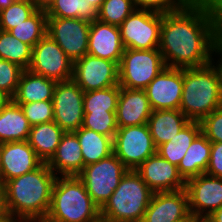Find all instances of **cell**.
Wrapping results in <instances>:
<instances>
[{"label": "cell", "instance_id": "cell-1", "mask_svg": "<svg viewBox=\"0 0 222 222\" xmlns=\"http://www.w3.org/2000/svg\"><path fill=\"white\" fill-rule=\"evenodd\" d=\"M221 36V10L187 0L178 10L162 14L159 51L166 67H202L212 62Z\"/></svg>", "mask_w": 222, "mask_h": 222}, {"label": "cell", "instance_id": "cell-2", "mask_svg": "<svg viewBox=\"0 0 222 222\" xmlns=\"http://www.w3.org/2000/svg\"><path fill=\"white\" fill-rule=\"evenodd\" d=\"M56 177L48 164L43 163L34 171L6 181L3 184L6 213L25 221L45 219Z\"/></svg>", "mask_w": 222, "mask_h": 222}, {"label": "cell", "instance_id": "cell-3", "mask_svg": "<svg viewBox=\"0 0 222 222\" xmlns=\"http://www.w3.org/2000/svg\"><path fill=\"white\" fill-rule=\"evenodd\" d=\"M222 107L221 79L211 62L202 67L183 68V90L179 110L190 121H201Z\"/></svg>", "mask_w": 222, "mask_h": 222}, {"label": "cell", "instance_id": "cell-4", "mask_svg": "<svg viewBox=\"0 0 222 222\" xmlns=\"http://www.w3.org/2000/svg\"><path fill=\"white\" fill-rule=\"evenodd\" d=\"M45 220L50 222H101L100 207L91 199L78 176H57Z\"/></svg>", "mask_w": 222, "mask_h": 222}, {"label": "cell", "instance_id": "cell-5", "mask_svg": "<svg viewBox=\"0 0 222 222\" xmlns=\"http://www.w3.org/2000/svg\"><path fill=\"white\" fill-rule=\"evenodd\" d=\"M153 194L135 170H128L100 208L101 222H142Z\"/></svg>", "mask_w": 222, "mask_h": 222}, {"label": "cell", "instance_id": "cell-6", "mask_svg": "<svg viewBox=\"0 0 222 222\" xmlns=\"http://www.w3.org/2000/svg\"><path fill=\"white\" fill-rule=\"evenodd\" d=\"M165 67L159 48L149 50L126 48L118 65L119 86L145 89Z\"/></svg>", "mask_w": 222, "mask_h": 222}, {"label": "cell", "instance_id": "cell-7", "mask_svg": "<svg viewBox=\"0 0 222 222\" xmlns=\"http://www.w3.org/2000/svg\"><path fill=\"white\" fill-rule=\"evenodd\" d=\"M127 171L122 161L113 153L105 159L84 166L78 177L91 199L101 208Z\"/></svg>", "mask_w": 222, "mask_h": 222}, {"label": "cell", "instance_id": "cell-8", "mask_svg": "<svg viewBox=\"0 0 222 222\" xmlns=\"http://www.w3.org/2000/svg\"><path fill=\"white\" fill-rule=\"evenodd\" d=\"M161 25V13L135 9L119 26L125 49L159 48Z\"/></svg>", "mask_w": 222, "mask_h": 222}, {"label": "cell", "instance_id": "cell-9", "mask_svg": "<svg viewBox=\"0 0 222 222\" xmlns=\"http://www.w3.org/2000/svg\"><path fill=\"white\" fill-rule=\"evenodd\" d=\"M113 153L128 170H135L157 153L148 124L118 127L113 139Z\"/></svg>", "mask_w": 222, "mask_h": 222}, {"label": "cell", "instance_id": "cell-10", "mask_svg": "<svg viewBox=\"0 0 222 222\" xmlns=\"http://www.w3.org/2000/svg\"><path fill=\"white\" fill-rule=\"evenodd\" d=\"M73 66L74 62L65 54L63 49L46 34L33 47L28 70L61 82L72 79Z\"/></svg>", "mask_w": 222, "mask_h": 222}, {"label": "cell", "instance_id": "cell-11", "mask_svg": "<svg viewBox=\"0 0 222 222\" xmlns=\"http://www.w3.org/2000/svg\"><path fill=\"white\" fill-rule=\"evenodd\" d=\"M90 23L79 18L47 17V35L74 62L88 53Z\"/></svg>", "mask_w": 222, "mask_h": 222}, {"label": "cell", "instance_id": "cell-12", "mask_svg": "<svg viewBox=\"0 0 222 222\" xmlns=\"http://www.w3.org/2000/svg\"><path fill=\"white\" fill-rule=\"evenodd\" d=\"M84 91L73 80L57 82L53 95V121L64 131L74 132L83 125Z\"/></svg>", "mask_w": 222, "mask_h": 222}, {"label": "cell", "instance_id": "cell-13", "mask_svg": "<svg viewBox=\"0 0 222 222\" xmlns=\"http://www.w3.org/2000/svg\"><path fill=\"white\" fill-rule=\"evenodd\" d=\"M72 79L84 92L115 86L119 84L118 64L87 53L74 61Z\"/></svg>", "mask_w": 222, "mask_h": 222}, {"label": "cell", "instance_id": "cell-14", "mask_svg": "<svg viewBox=\"0 0 222 222\" xmlns=\"http://www.w3.org/2000/svg\"><path fill=\"white\" fill-rule=\"evenodd\" d=\"M185 190L192 217L207 218L222 206V178L203 173L186 180Z\"/></svg>", "mask_w": 222, "mask_h": 222}, {"label": "cell", "instance_id": "cell-15", "mask_svg": "<svg viewBox=\"0 0 222 222\" xmlns=\"http://www.w3.org/2000/svg\"><path fill=\"white\" fill-rule=\"evenodd\" d=\"M144 90L152 111L179 109L183 68L165 67Z\"/></svg>", "mask_w": 222, "mask_h": 222}, {"label": "cell", "instance_id": "cell-16", "mask_svg": "<svg viewBox=\"0 0 222 222\" xmlns=\"http://www.w3.org/2000/svg\"><path fill=\"white\" fill-rule=\"evenodd\" d=\"M135 171L154 193L185 189L186 181L177 166L158 153L148 157Z\"/></svg>", "mask_w": 222, "mask_h": 222}, {"label": "cell", "instance_id": "cell-17", "mask_svg": "<svg viewBox=\"0 0 222 222\" xmlns=\"http://www.w3.org/2000/svg\"><path fill=\"white\" fill-rule=\"evenodd\" d=\"M191 217L185 189L154 193L142 222H186Z\"/></svg>", "mask_w": 222, "mask_h": 222}, {"label": "cell", "instance_id": "cell-18", "mask_svg": "<svg viewBox=\"0 0 222 222\" xmlns=\"http://www.w3.org/2000/svg\"><path fill=\"white\" fill-rule=\"evenodd\" d=\"M43 163L27 140L2 143L0 183L34 171Z\"/></svg>", "mask_w": 222, "mask_h": 222}, {"label": "cell", "instance_id": "cell-19", "mask_svg": "<svg viewBox=\"0 0 222 222\" xmlns=\"http://www.w3.org/2000/svg\"><path fill=\"white\" fill-rule=\"evenodd\" d=\"M124 50L118 26L106 24L97 19L90 23L88 54L119 65Z\"/></svg>", "mask_w": 222, "mask_h": 222}, {"label": "cell", "instance_id": "cell-20", "mask_svg": "<svg viewBox=\"0 0 222 222\" xmlns=\"http://www.w3.org/2000/svg\"><path fill=\"white\" fill-rule=\"evenodd\" d=\"M152 109L144 89L120 87L116 109L118 127L147 124Z\"/></svg>", "mask_w": 222, "mask_h": 222}, {"label": "cell", "instance_id": "cell-21", "mask_svg": "<svg viewBox=\"0 0 222 222\" xmlns=\"http://www.w3.org/2000/svg\"><path fill=\"white\" fill-rule=\"evenodd\" d=\"M56 176H78L84 168V159L78 137L65 132L53 157L47 162Z\"/></svg>", "mask_w": 222, "mask_h": 222}, {"label": "cell", "instance_id": "cell-22", "mask_svg": "<svg viewBox=\"0 0 222 222\" xmlns=\"http://www.w3.org/2000/svg\"><path fill=\"white\" fill-rule=\"evenodd\" d=\"M57 81L26 69L22 72L12 100L16 104L52 101Z\"/></svg>", "mask_w": 222, "mask_h": 222}, {"label": "cell", "instance_id": "cell-23", "mask_svg": "<svg viewBox=\"0 0 222 222\" xmlns=\"http://www.w3.org/2000/svg\"><path fill=\"white\" fill-rule=\"evenodd\" d=\"M190 120L179 110H154L148 119V127L153 142L158 148L169 142Z\"/></svg>", "mask_w": 222, "mask_h": 222}, {"label": "cell", "instance_id": "cell-24", "mask_svg": "<svg viewBox=\"0 0 222 222\" xmlns=\"http://www.w3.org/2000/svg\"><path fill=\"white\" fill-rule=\"evenodd\" d=\"M30 129L22 108L11 99L0 110V142L26 141Z\"/></svg>", "mask_w": 222, "mask_h": 222}, {"label": "cell", "instance_id": "cell-25", "mask_svg": "<svg viewBox=\"0 0 222 222\" xmlns=\"http://www.w3.org/2000/svg\"><path fill=\"white\" fill-rule=\"evenodd\" d=\"M211 153V142L201 132L188 147L177 168L186 181L206 172Z\"/></svg>", "mask_w": 222, "mask_h": 222}, {"label": "cell", "instance_id": "cell-26", "mask_svg": "<svg viewBox=\"0 0 222 222\" xmlns=\"http://www.w3.org/2000/svg\"><path fill=\"white\" fill-rule=\"evenodd\" d=\"M65 132L54 122L31 126L28 143L37 156L47 163L54 155Z\"/></svg>", "mask_w": 222, "mask_h": 222}, {"label": "cell", "instance_id": "cell-27", "mask_svg": "<svg viewBox=\"0 0 222 222\" xmlns=\"http://www.w3.org/2000/svg\"><path fill=\"white\" fill-rule=\"evenodd\" d=\"M74 133L80 143L84 166L96 163L113 154V139L111 137L82 126Z\"/></svg>", "mask_w": 222, "mask_h": 222}, {"label": "cell", "instance_id": "cell-28", "mask_svg": "<svg viewBox=\"0 0 222 222\" xmlns=\"http://www.w3.org/2000/svg\"><path fill=\"white\" fill-rule=\"evenodd\" d=\"M200 133V122L190 121L178 132L177 135H175L174 138L169 142L160 145L157 148V153L171 164L178 166L188 147Z\"/></svg>", "mask_w": 222, "mask_h": 222}, {"label": "cell", "instance_id": "cell-29", "mask_svg": "<svg viewBox=\"0 0 222 222\" xmlns=\"http://www.w3.org/2000/svg\"><path fill=\"white\" fill-rule=\"evenodd\" d=\"M45 9H37L24 22L9 30L10 34L32 48L47 34Z\"/></svg>", "mask_w": 222, "mask_h": 222}, {"label": "cell", "instance_id": "cell-30", "mask_svg": "<svg viewBox=\"0 0 222 222\" xmlns=\"http://www.w3.org/2000/svg\"><path fill=\"white\" fill-rule=\"evenodd\" d=\"M47 17L97 19V10L86 0H54L46 9Z\"/></svg>", "mask_w": 222, "mask_h": 222}, {"label": "cell", "instance_id": "cell-31", "mask_svg": "<svg viewBox=\"0 0 222 222\" xmlns=\"http://www.w3.org/2000/svg\"><path fill=\"white\" fill-rule=\"evenodd\" d=\"M33 48L12 36L9 31L0 30V58L28 69Z\"/></svg>", "mask_w": 222, "mask_h": 222}, {"label": "cell", "instance_id": "cell-32", "mask_svg": "<svg viewBox=\"0 0 222 222\" xmlns=\"http://www.w3.org/2000/svg\"><path fill=\"white\" fill-rule=\"evenodd\" d=\"M119 95V84L105 89L84 92V112L116 111Z\"/></svg>", "mask_w": 222, "mask_h": 222}, {"label": "cell", "instance_id": "cell-33", "mask_svg": "<svg viewBox=\"0 0 222 222\" xmlns=\"http://www.w3.org/2000/svg\"><path fill=\"white\" fill-rule=\"evenodd\" d=\"M135 9L133 0H105L97 11V20L119 27Z\"/></svg>", "mask_w": 222, "mask_h": 222}, {"label": "cell", "instance_id": "cell-34", "mask_svg": "<svg viewBox=\"0 0 222 222\" xmlns=\"http://www.w3.org/2000/svg\"><path fill=\"white\" fill-rule=\"evenodd\" d=\"M38 8L33 0H17L7 8L1 10L0 30L9 31L24 22Z\"/></svg>", "mask_w": 222, "mask_h": 222}, {"label": "cell", "instance_id": "cell-35", "mask_svg": "<svg viewBox=\"0 0 222 222\" xmlns=\"http://www.w3.org/2000/svg\"><path fill=\"white\" fill-rule=\"evenodd\" d=\"M82 127L114 139L118 130L116 111L84 112Z\"/></svg>", "mask_w": 222, "mask_h": 222}, {"label": "cell", "instance_id": "cell-36", "mask_svg": "<svg viewBox=\"0 0 222 222\" xmlns=\"http://www.w3.org/2000/svg\"><path fill=\"white\" fill-rule=\"evenodd\" d=\"M18 105L22 108L31 126L52 122L54 119L52 101H38Z\"/></svg>", "mask_w": 222, "mask_h": 222}, {"label": "cell", "instance_id": "cell-37", "mask_svg": "<svg viewBox=\"0 0 222 222\" xmlns=\"http://www.w3.org/2000/svg\"><path fill=\"white\" fill-rule=\"evenodd\" d=\"M23 71L19 65L0 58V90L12 98Z\"/></svg>", "mask_w": 222, "mask_h": 222}, {"label": "cell", "instance_id": "cell-38", "mask_svg": "<svg viewBox=\"0 0 222 222\" xmlns=\"http://www.w3.org/2000/svg\"><path fill=\"white\" fill-rule=\"evenodd\" d=\"M201 132L211 143L222 142V107L200 121Z\"/></svg>", "mask_w": 222, "mask_h": 222}, {"label": "cell", "instance_id": "cell-39", "mask_svg": "<svg viewBox=\"0 0 222 222\" xmlns=\"http://www.w3.org/2000/svg\"><path fill=\"white\" fill-rule=\"evenodd\" d=\"M187 0H133L136 9L150 10L161 14L178 10Z\"/></svg>", "mask_w": 222, "mask_h": 222}, {"label": "cell", "instance_id": "cell-40", "mask_svg": "<svg viewBox=\"0 0 222 222\" xmlns=\"http://www.w3.org/2000/svg\"><path fill=\"white\" fill-rule=\"evenodd\" d=\"M205 173L222 178V142L211 143L210 161Z\"/></svg>", "mask_w": 222, "mask_h": 222}, {"label": "cell", "instance_id": "cell-41", "mask_svg": "<svg viewBox=\"0 0 222 222\" xmlns=\"http://www.w3.org/2000/svg\"><path fill=\"white\" fill-rule=\"evenodd\" d=\"M212 62L213 64L217 67L220 79H221V87H222V36L215 42L213 52H212ZM218 56V59L216 60L215 63V56Z\"/></svg>", "mask_w": 222, "mask_h": 222}, {"label": "cell", "instance_id": "cell-42", "mask_svg": "<svg viewBox=\"0 0 222 222\" xmlns=\"http://www.w3.org/2000/svg\"><path fill=\"white\" fill-rule=\"evenodd\" d=\"M210 222H222V206L207 217Z\"/></svg>", "mask_w": 222, "mask_h": 222}, {"label": "cell", "instance_id": "cell-43", "mask_svg": "<svg viewBox=\"0 0 222 222\" xmlns=\"http://www.w3.org/2000/svg\"><path fill=\"white\" fill-rule=\"evenodd\" d=\"M204 4H207L216 9L222 10V0H195Z\"/></svg>", "mask_w": 222, "mask_h": 222}, {"label": "cell", "instance_id": "cell-44", "mask_svg": "<svg viewBox=\"0 0 222 222\" xmlns=\"http://www.w3.org/2000/svg\"><path fill=\"white\" fill-rule=\"evenodd\" d=\"M0 222H26V221L6 213L0 218Z\"/></svg>", "mask_w": 222, "mask_h": 222}, {"label": "cell", "instance_id": "cell-45", "mask_svg": "<svg viewBox=\"0 0 222 222\" xmlns=\"http://www.w3.org/2000/svg\"><path fill=\"white\" fill-rule=\"evenodd\" d=\"M6 214L5 204H4V192L3 185L0 183V218Z\"/></svg>", "mask_w": 222, "mask_h": 222}, {"label": "cell", "instance_id": "cell-46", "mask_svg": "<svg viewBox=\"0 0 222 222\" xmlns=\"http://www.w3.org/2000/svg\"><path fill=\"white\" fill-rule=\"evenodd\" d=\"M38 9H47L54 0H33Z\"/></svg>", "mask_w": 222, "mask_h": 222}, {"label": "cell", "instance_id": "cell-47", "mask_svg": "<svg viewBox=\"0 0 222 222\" xmlns=\"http://www.w3.org/2000/svg\"><path fill=\"white\" fill-rule=\"evenodd\" d=\"M12 98L4 91L0 90V110L11 100Z\"/></svg>", "mask_w": 222, "mask_h": 222}, {"label": "cell", "instance_id": "cell-48", "mask_svg": "<svg viewBox=\"0 0 222 222\" xmlns=\"http://www.w3.org/2000/svg\"><path fill=\"white\" fill-rule=\"evenodd\" d=\"M86 1L87 3H90L98 11L105 0H86Z\"/></svg>", "mask_w": 222, "mask_h": 222}, {"label": "cell", "instance_id": "cell-49", "mask_svg": "<svg viewBox=\"0 0 222 222\" xmlns=\"http://www.w3.org/2000/svg\"><path fill=\"white\" fill-rule=\"evenodd\" d=\"M186 222H210L208 218L190 217Z\"/></svg>", "mask_w": 222, "mask_h": 222}, {"label": "cell", "instance_id": "cell-50", "mask_svg": "<svg viewBox=\"0 0 222 222\" xmlns=\"http://www.w3.org/2000/svg\"><path fill=\"white\" fill-rule=\"evenodd\" d=\"M14 1L17 0H0V10H3L7 8L9 5H11Z\"/></svg>", "mask_w": 222, "mask_h": 222}, {"label": "cell", "instance_id": "cell-51", "mask_svg": "<svg viewBox=\"0 0 222 222\" xmlns=\"http://www.w3.org/2000/svg\"><path fill=\"white\" fill-rule=\"evenodd\" d=\"M26 222H47V220L43 219V220H39V221H26Z\"/></svg>", "mask_w": 222, "mask_h": 222}, {"label": "cell", "instance_id": "cell-52", "mask_svg": "<svg viewBox=\"0 0 222 222\" xmlns=\"http://www.w3.org/2000/svg\"><path fill=\"white\" fill-rule=\"evenodd\" d=\"M2 143L0 142V161H1Z\"/></svg>", "mask_w": 222, "mask_h": 222}]
</instances>
